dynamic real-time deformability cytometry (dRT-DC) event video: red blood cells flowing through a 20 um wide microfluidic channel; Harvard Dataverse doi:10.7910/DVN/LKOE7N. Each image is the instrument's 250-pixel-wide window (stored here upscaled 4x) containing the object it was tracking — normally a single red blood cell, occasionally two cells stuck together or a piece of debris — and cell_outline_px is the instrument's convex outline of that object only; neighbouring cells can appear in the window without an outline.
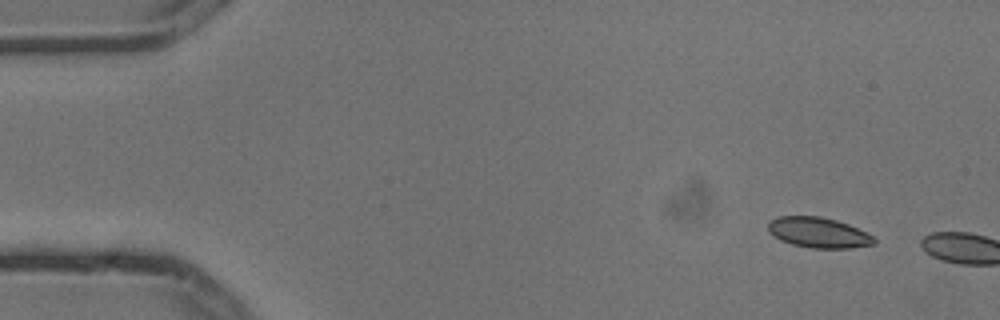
{"species": "common noctule bat (a hibernating species)", "species_latin": "Nyctalus noctula", "temperature_condition": "cold", "stored_images_in_passage": 2, "camera_frame_rate_fps": 3000, "um_per_image_px": 0.085, "animal": {"sex": "male", "body_mass_g": 13.3}, "frame": {"image": 1, "passage_image": 1, "time_ms": 0.0, "image_size_px": [1000, 320], "cell_outline_px": [[876, 244], [852, 248], [812, 248], [792, 244], [780, 240], [772, 236], [768, 232], [768, 224], [776, 216], [820, 216], [836, 220], [848, 224], [872, 236], [876, 240]], "centroid_in_image_um": [69.54, 19.77], "position_along_channel_um": 15.5, "area_um2": 18.79}}